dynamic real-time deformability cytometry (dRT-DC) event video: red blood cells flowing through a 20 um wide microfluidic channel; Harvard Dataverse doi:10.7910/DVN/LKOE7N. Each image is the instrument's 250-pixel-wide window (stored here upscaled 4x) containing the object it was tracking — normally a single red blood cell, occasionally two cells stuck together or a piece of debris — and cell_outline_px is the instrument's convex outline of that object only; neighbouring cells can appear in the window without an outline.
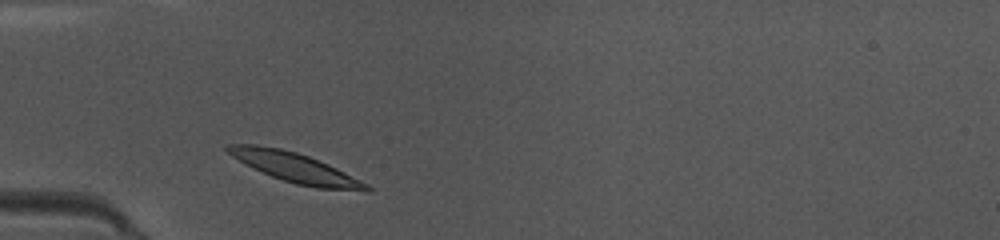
{"species": "common noctule bat (a hibernating species)", "species_latin": "Nyctalus noctula", "temperature_condition": "warm", "stored_images_in_passage": 30, "camera_frame_rate_fps": 3000, "um_per_image_px": 0.085, "animal": {"sex": "female", "body_mass_g": 10.0, "forearm_length_mm": 53.1}, "frame": {"image": 1, "passage_image": 1, "time_ms": 0.0, "image_size_px": [1000, 240], "cell_outline_px": [[372, 192], [368, 192], [316, 188], [296, 184], [272, 176], [232, 156], [224, 148], [228, 144], [256, 144], [280, 148], [296, 152], [308, 156], [328, 164], [368, 184], [372, 188]], "centroid_in_image_um": [25.16, 14.26], "position_along_channel_um": 59.8, "area_um2": 23.64}}
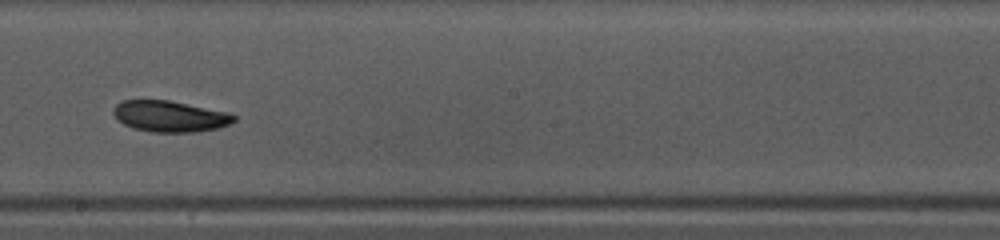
{"frame": {"image": 2, "passage_image": 14, "time_ms": 4.333, "image_size_px": [1000, 240], "cell_outline_px": [[236, 120], [228, 124], [216, 128], [196, 132], [152, 132], [132, 128], [116, 120], [112, 112], [116, 104], [124, 100], [168, 100], [232, 112], [236, 116]], "centroid_in_image_um": [14.45, 9.88], "position_along_channel_um": 233.8, "area_um2": 22.08}}
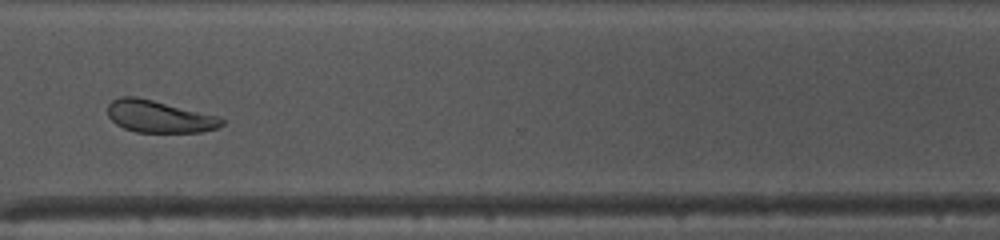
{"frame": {"image": 3, "passage_image": 23, "time_ms": 7.333, "image_size_px": [1000, 240], "cell_outline_px": [[224, 124], [216, 128], [200, 132], [136, 132], [124, 128], [116, 124], [108, 116], [108, 104], [112, 100], [120, 96], [136, 96], [220, 116], [224, 120]], "centroid_in_image_um": [13.53, 9.9], "position_along_channel_um": 357.1, "area_um2": 21.39}, "authors_computed_cell_mechanics": {"area_um2": 22.0507, "velocity_mm_per_s": 4.1127, "shape_relaxation_time_tau1_ms": 4.5307, "shape_relaxation_time_tau2_ms": null, "deformation_change_tau1": 0.1421, "deformation_change_tau2": null}}